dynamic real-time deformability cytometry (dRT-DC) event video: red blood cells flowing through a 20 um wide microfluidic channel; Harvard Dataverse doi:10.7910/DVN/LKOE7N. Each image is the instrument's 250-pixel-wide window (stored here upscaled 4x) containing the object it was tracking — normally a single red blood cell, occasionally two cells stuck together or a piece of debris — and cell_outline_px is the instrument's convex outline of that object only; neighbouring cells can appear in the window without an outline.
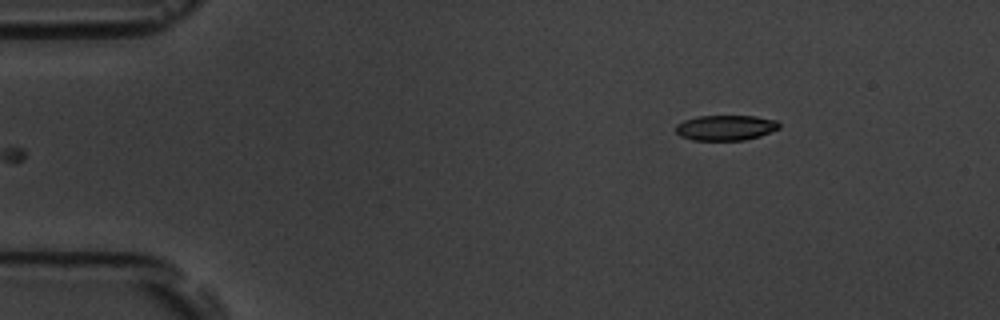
{"species": "common noctule bat (a hibernating species)", "species_latin": "Nyctalus noctula", "temperature_condition": "room temperature", "stored_images_in_passage": 47, "camera_frame_rate_fps": 3000, "um_per_image_px": 0.085, "animal": {"sex": "male", "body_mass_g": 19.5, "forearm_length_mm": 54.6}, "frame": {"image": 1, "passage_image": 1, "time_ms": 0.0, "image_size_px": [1000, 320], "cell_outline_px": [[780, 128], [760, 136], [744, 140], [692, 140], [680, 136], [676, 132], [676, 124], [684, 120], [696, 116], [756, 116], [776, 120], [780, 124]], "centroid_in_image_um": [61.67, 10.85], "position_along_channel_um": 23.3, "area_um2": 15.32}}
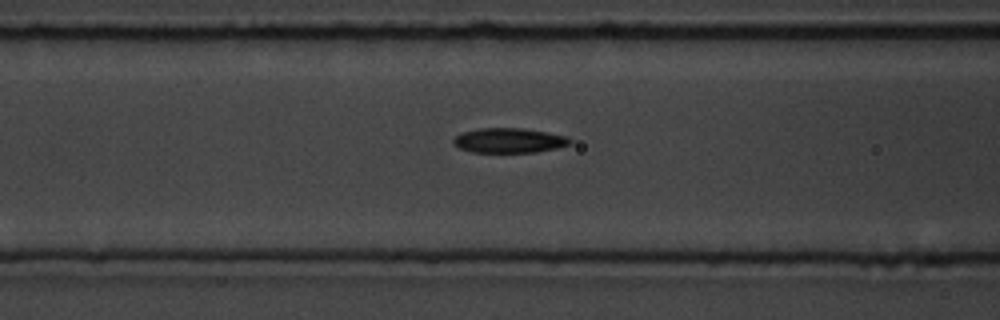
{"frame": {"image": 2, "passage_image": 15, "time_ms": 4.667, "image_size_px": [1000, 320], "cell_outline_px": [[572, 140], [568, 144], [556, 148], [536, 152], [472, 152], [460, 148], [452, 144], [452, 140], [456, 136], [464, 132], [480, 128], [524, 128], [548, 132], [568, 136]], "centroid_in_image_um": [43.27, 11.93], "position_along_channel_um": 123.3, "area_um2": 16.82}}
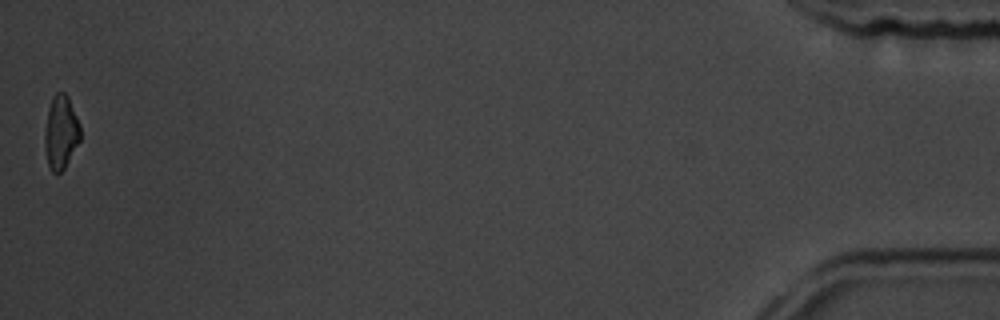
{"frame": {"image": 3, "passage_image": 47, "time_ms": 15.333, "image_size_px": [1000, 320], "cell_outline_px": [[80, 140], [64, 168], [60, 172], [52, 172], [48, 164], [44, 144], [44, 136], [48, 108], [52, 96], [56, 92], [64, 92], [68, 96], [80, 124]], "centroid_in_image_um": [5.17, 11.21], "position_along_channel_um": 430.0, "area_um2": 15.2}, "authors_computed_cell_mechanics": {"area_um2": 16.6464, "velocity_mm_per_s": 3.7851, "shape_relaxation_time_tau1_ms": 4.5693, "shape_relaxation_time_tau2_ms": 10.6656, "deformation_change_tau1": 0.1513, "deformation_change_tau2": 0.1836}}